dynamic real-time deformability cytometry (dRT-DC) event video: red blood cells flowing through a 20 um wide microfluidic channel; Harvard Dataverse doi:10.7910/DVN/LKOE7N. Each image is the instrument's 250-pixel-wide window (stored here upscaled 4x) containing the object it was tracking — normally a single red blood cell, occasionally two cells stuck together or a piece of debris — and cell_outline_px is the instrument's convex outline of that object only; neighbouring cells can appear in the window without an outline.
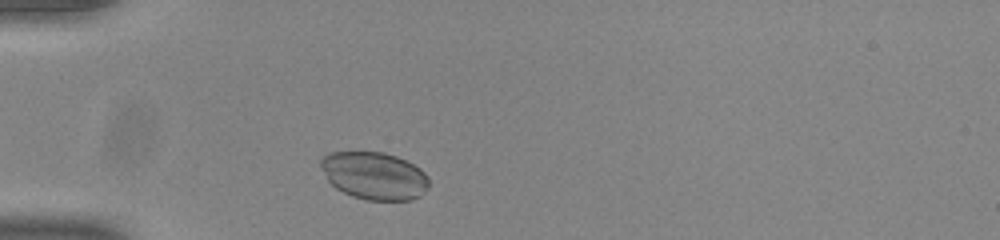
{"species": "common noctule bat (a hibernating species)", "species_latin": "Nyctalus noctula", "temperature_condition": "room temperature", "stored_images_in_passage": 33, "camera_frame_rate_fps": 3000, "um_per_image_px": 0.085, "animal": {"sex": "male", "body_mass_g": 20.0, "forearm_length_mm": 53.3}, "frame": {"image": 1, "passage_image": 3, "time_ms": 0.667, "image_size_px": [1000, 240], "cell_outline_px": [[428, 188], [420, 196], [412, 200], [368, 200], [352, 196], [336, 188], [328, 180], [320, 164], [320, 160], [328, 152], [384, 152], [396, 156], [420, 168], [428, 176]], "centroid_in_image_um": [31.83, 14.94], "position_along_channel_um": 53.2, "area_um2": 29.88}}
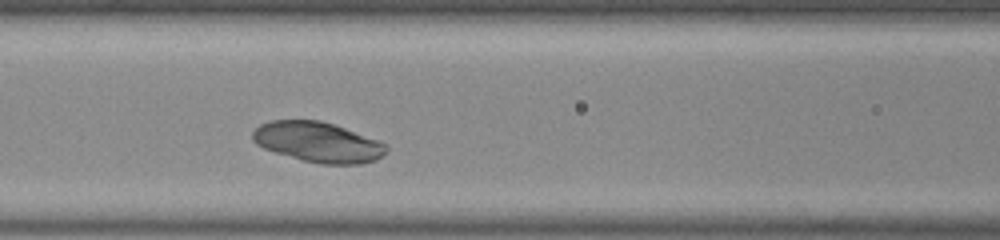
{"frame": {"image": 2, "passage_image": 11, "time_ms": 3.333, "image_size_px": [1000, 240], "cell_outline_px": [[388, 148], [376, 160], [360, 164], [320, 164], [304, 160], [276, 152], [264, 148], [256, 144], [252, 140], [252, 132], [260, 124], [272, 120], [320, 120], [336, 124], [380, 140], [388, 144]], "centroid_in_image_um": [27.05, 12.06], "position_along_channel_um": 139.5, "area_um2": 31.44}}
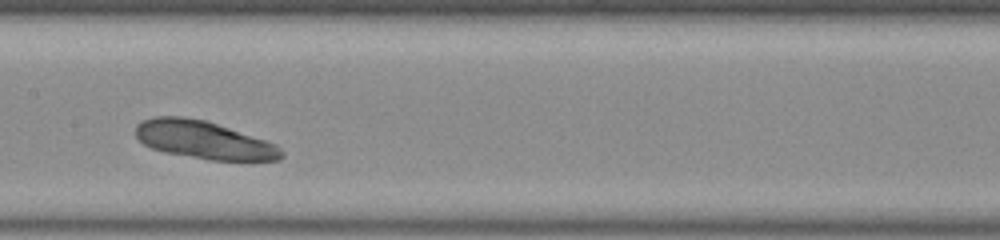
{"frame": {"image": 3, "passage_image": 15, "time_ms": 4.667, "image_size_px": [1000, 240], "cell_outline_px": [[284, 156], [280, 160], [212, 160], [164, 152], [152, 148], [144, 144], [136, 136], [136, 124], [140, 120], [152, 116], [184, 116], [204, 120], [276, 144], [284, 152]], "centroid_in_image_um": [17.29, 11.89], "position_along_channel_um": 190.1, "area_um2": 31.96}}